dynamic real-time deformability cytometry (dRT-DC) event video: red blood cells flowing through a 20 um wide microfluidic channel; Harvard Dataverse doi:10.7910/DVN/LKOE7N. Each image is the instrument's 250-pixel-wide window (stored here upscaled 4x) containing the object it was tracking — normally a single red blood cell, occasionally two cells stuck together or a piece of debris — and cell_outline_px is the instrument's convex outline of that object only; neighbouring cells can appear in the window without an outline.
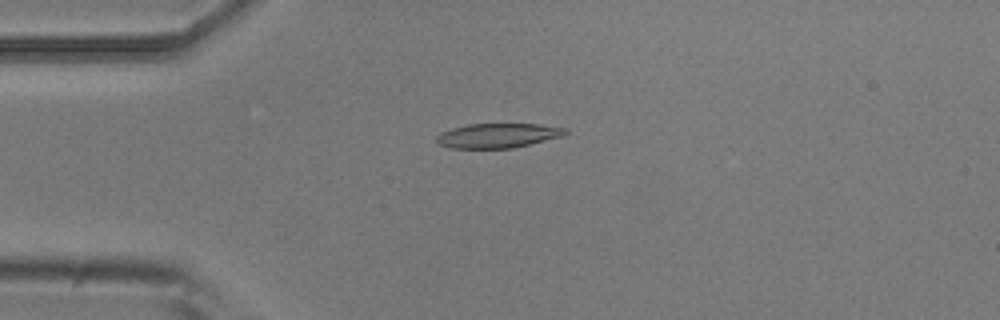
{"species": "common noctule bat (a hibernating species)", "species_latin": "Nyctalus noctula", "temperature_condition": "room temperature", "stored_images_in_passage": 5, "camera_frame_rate_fps": 3000, "um_per_image_px": 0.085, "animal": {"sex": "male", "body_mass_g": 20.5, "forearm_length_mm": 52.5}, "frame": {"image": 1, "passage_image": 5, "time_ms": 1.333, "image_size_px": [1000, 320], "cell_outline_px": [[568, 132], [564, 136], [512, 148], [452, 148], [440, 144], [436, 140], [436, 136], [440, 132], [452, 128], [468, 124], [540, 124], [568, 128]], "centroid_in_image_um": [42.35, 11.51], "position_along_channel_um": 42.7, "area_um2": 18.44}}